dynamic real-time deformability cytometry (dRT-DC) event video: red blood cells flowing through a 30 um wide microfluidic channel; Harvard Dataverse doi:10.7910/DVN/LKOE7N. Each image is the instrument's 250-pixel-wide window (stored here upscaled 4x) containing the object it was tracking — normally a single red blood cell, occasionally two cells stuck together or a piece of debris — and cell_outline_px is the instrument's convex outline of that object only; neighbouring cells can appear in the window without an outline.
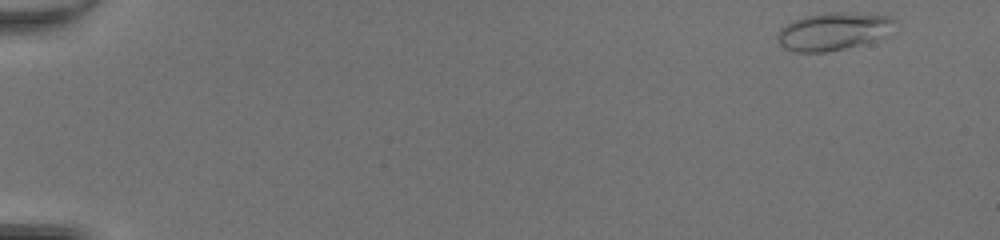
{"species": "common noctule bat (a hibernating species)", "species_latin": "Nyctalus noctula", "temperature_condition": "room temperature", "stored_images_in_passage": 47, "camera_frame_rate_fps": 3000, "um_per_image_px": 0.085, "animal": {"sex": "female", "body_mass_g": 20.0, "forearm_length_mm": 54.0}, "frame": {"image": 1, "passage_image": 1, "time_ms": 0.0, "image_size_px": [1000, 240], "cell_outline_px": [[896, 20], [876, 40], [844, 48], [824, 52], [792, 52], [784, 48], [780, 44], [776, 36], [780, 28], [792, 20], [804, 16], [824, 12], [884, 12], [892, 16]], "centroid_in_image_um": [70.8, 2.62], "position_along_channel_um": 14.2, "area_um2": 26.01}}
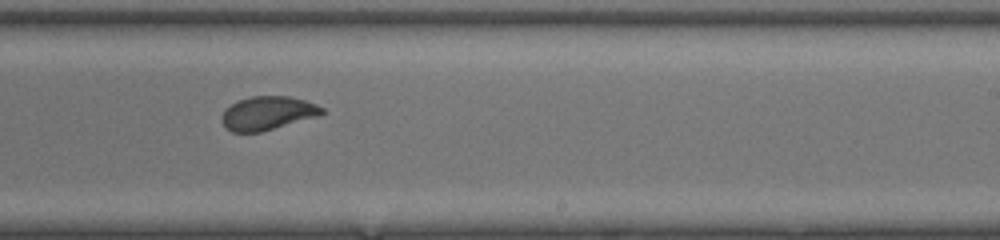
{"frame": {"image": 2, "passage_image": 30, "time_ms": 9.667, "image_size_px": [1000, 240], "cell_outline_px": [[328, 112], [320, 116], [260, 132], [232, 132], [220, 120], [220, 116], [224, 108], [236, 100], [252, 96], [292, 96], [316, 104], [324, 108]], "centroid_in_image_um": [22.76, 9.6], "position_along_channel_um": 266.2, "area_um2": 20.0}}
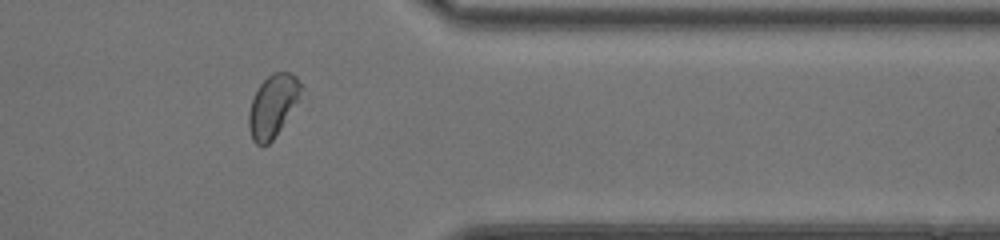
{"frame": {"image": 3, "passage_image": 39, "time_ms": 12.667, "image_size_px": [1000, 240], "cell_outline_px": [[304, 88], [300, 100], [272, 140], [268, 144], [256, 144], [252, 140], [248, 128], [248, 112], [252, 96], [260, 84], [272, 72], [292, 72], [296, 76]], "centroid_in_image_um": [23.2, 8.96], "position_along_channel_um": 388.2, "area_um2": 19.31}, "authors_computed_cell_mechanics": {"area_um2": 20.9814, "velocity_mm_per_s": 4.3052, "shape_relaxation_time_tau1_ms": 3.0319, "shape_relaxation_time_tau2_ms": null, "deformation_change_tau1": 0.1395, "deformation_change_tau2": null}}